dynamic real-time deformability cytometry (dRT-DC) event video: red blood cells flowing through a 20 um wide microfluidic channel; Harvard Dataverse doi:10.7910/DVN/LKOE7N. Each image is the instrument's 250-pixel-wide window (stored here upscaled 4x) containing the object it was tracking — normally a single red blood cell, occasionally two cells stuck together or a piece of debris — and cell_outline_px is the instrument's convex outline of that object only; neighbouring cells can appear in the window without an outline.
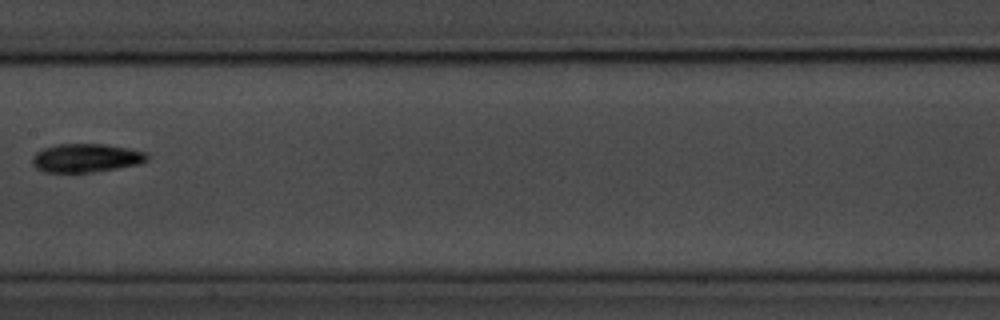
{"species": "common noctule bat (a hibernating species)", "species_latin": "Nyctalus noctula", "temperature_condition": "room temperature", "stored_images_in_passage": 9, "camera_frame_rate_fps": 3000, "um_per_image_px": 0.085, "animal": {"sex": "male", "body_mass_g": 20.1, "forearm_length_mm": 53.5}, "frame": {"image": 1, "passage_image": 8, "time_ms": 9.0, "image_size_px": [1000, 320], "cell_outline_px": [[148, 160], [140, 164], [92, 172], [44, 172], [36, 168], [32, 164], [32, 156], [36, 152], [44, 148], [56, 144], [104, 144], [128, 148], [148, 152]], "centroid_in_image_um": [7.32, 13.42], "position_along_channel_um": 200.1, "area_um2": 19.19}}